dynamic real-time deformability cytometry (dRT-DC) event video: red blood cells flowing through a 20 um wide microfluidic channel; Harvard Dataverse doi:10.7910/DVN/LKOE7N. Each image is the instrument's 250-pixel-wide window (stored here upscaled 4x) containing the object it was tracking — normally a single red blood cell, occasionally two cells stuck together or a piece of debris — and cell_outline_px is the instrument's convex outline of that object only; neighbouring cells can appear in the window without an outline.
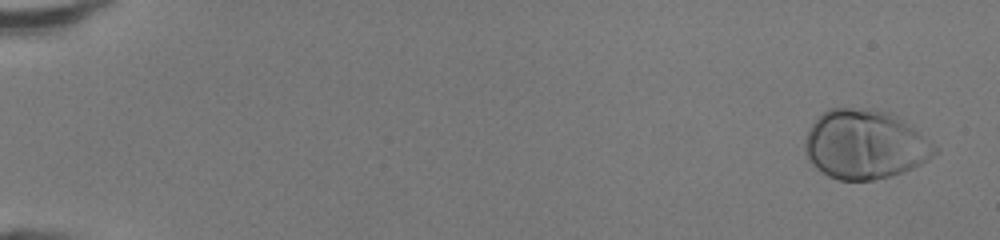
{"species": "human", "species_latin": "Homo sapiens", "temperature_condition": "room temperature", "stored_images_in_passage": 47, "camera_frame_rate_fps": 3000, "um_per_image_px": 0.085, "donor": {"sex": "female"}, "frame": {"image": 1, "passage_image": 1, "time_ms": 0.0, "image_size_px": [1000, 240], "cell_outline_px": [[940, 148], [928, 160], [912, 168], [888, 176], [872, 180], [840, 180], [828, 176], [816, 168], [808, 160], [804, 152], [804, 140], [812, 124], [828, 108], [872, 108], [888, 112], [896, 116], [924, 136]], "centroid_in_image_um": [73.49, 12.28], "position_along_channel_um": 11.5, "area_um2": 52.08}}
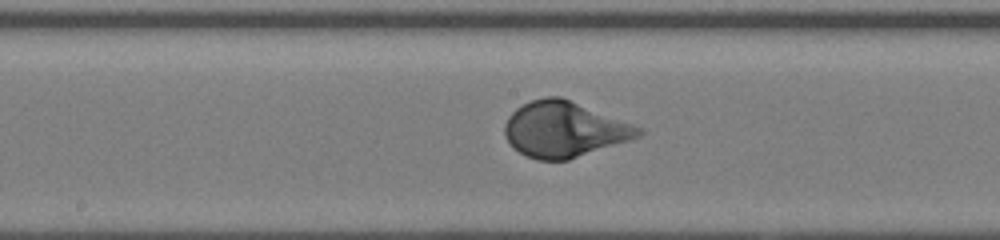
{"frame": {"image": 2, "passage_image": 26, "time_ms": 8.333, "image_size_px": [1000, 240], "cell_outline_px": [[644, 132], [640, 136], [632, 140], [568, 160], [536, 160], [524, 156], [512, 148], [504, 136], [504, 124], [508, 116], [516, 108], [532, 100], [544, 96], [560, 96], [644, 128]], "centroid_in_image_um": [47.95, 11.01], "position_along_channel_um": 200.2, "area_um2": 43.75}}
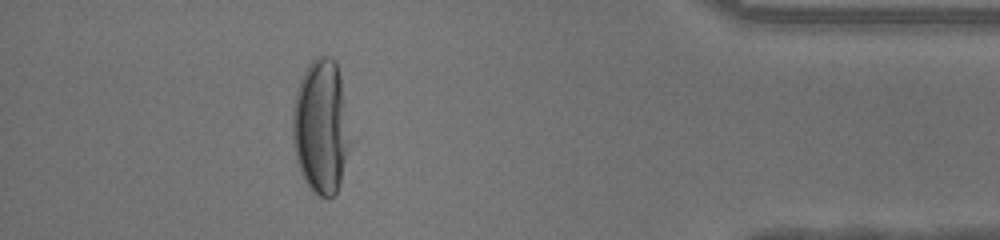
{"frame": {"image": 3, "passage_image": 43, "time_ms": 14.0, "image_size_px": [1000, 240], "cell_outline_px": [[360, 136], [340, 184], [336, 192], [328, 200], [320, 196], [304, 180], [300, 172], [296, 160], [292, 140], [292, 108], [296, 92], [300, 80], [308, 64], [316, 56], [328, 56], [336, 60]], "centroid_in_image_um": [27.47, 10.77], "position_along_channel_um": 407.7, "area_um2": 49.07}, "authors_computed_cell_mechanics": {"area_um2": 44.7372, "velocity_mm_per_s": 4.3007, "shape_relaxation_time_tau1_ms": 2.6592, "shape_relaxation_time_tau2_ms": null, "deformation_change_tau1": 0.1899, "deformation_change_tau2": null}}